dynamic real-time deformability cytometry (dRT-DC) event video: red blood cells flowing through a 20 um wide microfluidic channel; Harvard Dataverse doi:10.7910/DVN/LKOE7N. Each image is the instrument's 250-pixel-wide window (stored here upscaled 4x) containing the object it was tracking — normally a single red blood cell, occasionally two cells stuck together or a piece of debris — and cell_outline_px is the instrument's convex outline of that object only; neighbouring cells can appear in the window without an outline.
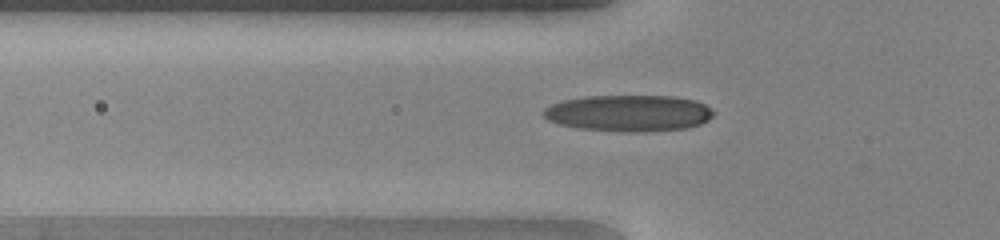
{"species": "human", "species_latin": "Homo sapiens", "temperature_condition": "warm", "stored_images_in_passage": 50, "camera_frame_rate_fps": 3000, "um_per_image_px": 0.085, "donor": {"sex": "female"}, "frame": {"image": 1, "passage_image": 18, "time_ms": 5.667, "image_size_px": [1000, 240], "cell_outline_px": [[716, 112], [708, 120], [700, 124], [688, 128], [644, 132], [620, 132], [576, 128], [560, 124], [548, 120], [540, 112], [544, 108], [552, 104], [564, 100], [588, 96], [676, 96], [696, 100], [712, 108]], "centroid_in_image_um": [53.46, 9.62], "position_along_channel_um": 72.3, "area_um2": 36.53}}
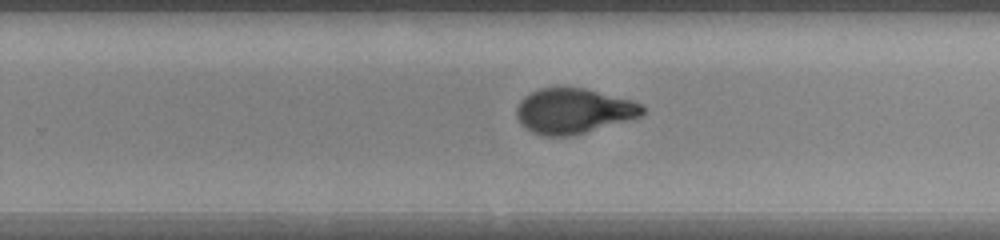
{"frame": {"image": 2, "passage_image": 33, "time_ms": 10.667, "image_size_px": [1000, 240], "cell_outline_px": [[644, 112], [640, 116], [584, 132], [568, 136], [540, 136], [524, 128], [520, 124], [516, 116], [516, 108], [520, 100], [524, 96], [540, 88], [584, 88], [632, 100], [644, 104]], "centroid_in_image_um": [48.7, 9.43], "position_along_channel_um": 281.1, "area_um2": 32.95}}
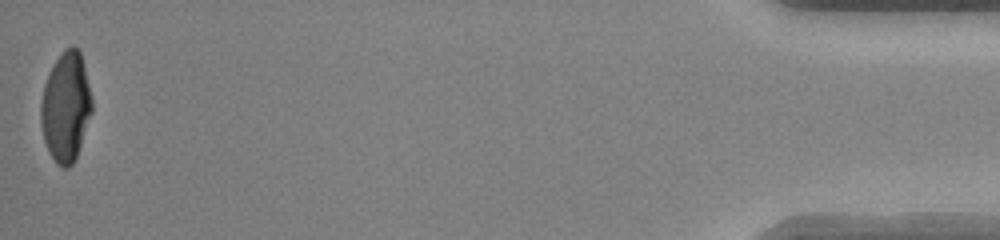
{"frame": {"image": 3, "passage_image": 50, "time_ms": 16.333, "image_size_px": [1000, 240], "cell_outline_px": [[92, 112], [76, 156], [72, 164], [68, 168], [60, 168], [56, 164], [48, 152], [44, 140], [40, 124], [40, 100], [44, 84], [52, 64], [60, 52], [64, 48], [72, 44], [80, 52], [92, 100]], "centroid_in_image_um": [5.56, 9.09], "position_along_channel_um": 429.6, "area_um2": 32.83}, "authors_computed_cell_mechanics": {"area_um2": 33.1483, "velocity_mm_per_s": 4.1785, "shape_relaxation_time_tau1_ms": 8.0426, "shape_relaxation_time_tau2_ms": 0.7424, "deformation_change_tau1": 0.3278, "deformation_change_tau2": 0.0667}}